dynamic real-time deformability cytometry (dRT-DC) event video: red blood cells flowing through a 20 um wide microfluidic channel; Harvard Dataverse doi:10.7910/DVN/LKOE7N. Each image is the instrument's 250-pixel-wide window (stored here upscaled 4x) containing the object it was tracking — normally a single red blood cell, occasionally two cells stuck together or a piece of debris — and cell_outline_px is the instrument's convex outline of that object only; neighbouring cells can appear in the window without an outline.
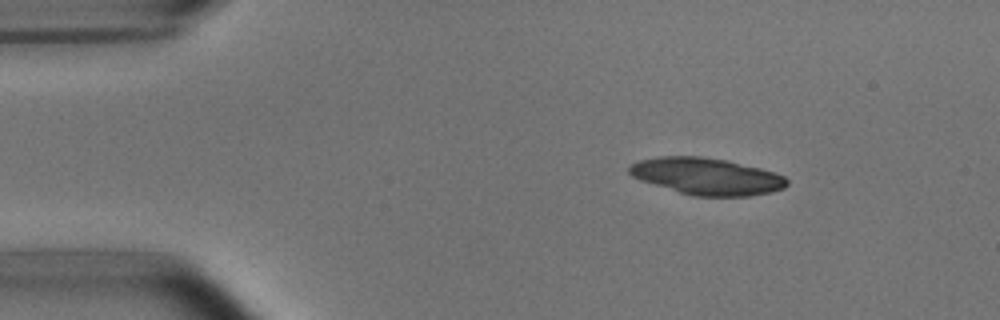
{"species": "common noctule bat (a hibernating species)", "species_latin": "Nyctalus noctula", "temperature_condition": "room temperature", "stored_images_in_passage": 3, "camera_frame_rate_fps": 3000, "um_per_image_px": 0.085, "animal": {"sex": "male", "body_mass_g": 15.6}, "frame": {"image": 1, "passage_image": 1, "time_ms": 0.0, "image_size_px": [1000, 320], "cell_outline_px": [[788, 184], [784, 188], [772, 192], [748, 196], [692, 196], [640, 180], [632, 176], [628, 172], [628, 164], [636, 160], [660, 156], [700, 156], [728, 160], [776, 172], [784, 176], [788, 180]], "centroid_in_image_um": [60.05, 14.98], "position_along_channel_um": 24.9, "area_um2": 34.16}}